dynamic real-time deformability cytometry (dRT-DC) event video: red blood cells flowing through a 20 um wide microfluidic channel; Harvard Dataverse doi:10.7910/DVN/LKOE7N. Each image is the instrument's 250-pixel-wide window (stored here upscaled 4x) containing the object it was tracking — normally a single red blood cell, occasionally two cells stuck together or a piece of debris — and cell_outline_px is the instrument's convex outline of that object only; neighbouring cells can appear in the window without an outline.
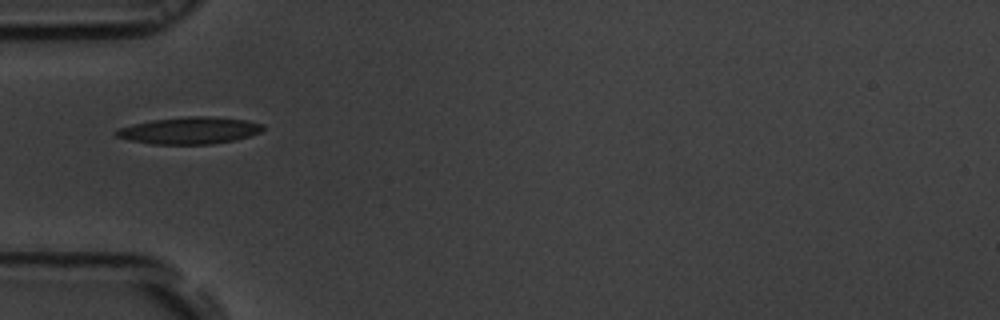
{"species": "common noctule bat (a hibernating species)", "species_latin": "Nyctalus noctula", "temperature_condition": "room temperature", "stored_images_in_passage": 38, "camera_frame_rate_fps": 3000, "um_per_image_px": 0.085, "animal": {"sex": "male", "body_mass_g": 19.5, "forearm_length_mm": 54.6}, "frame": {"image": 1, "passage_image": 1, "time_ms": 0.0, "image_size_px": [1000, 320], "cell_outline_px": [[264, 128], [260, 132], [248, 136], [232, 140], [212, 144], [152, 144], [132, 140], [116, 136], [112, 132], [120, 128], [132, 124], [152, 120], [188, 116], [212, 116], [244, 120], [264, 124]], "centroid_in_image_um": [16.1, 11.08], "position_along_channel_um": 68.9, "area_um2": 22.83}}
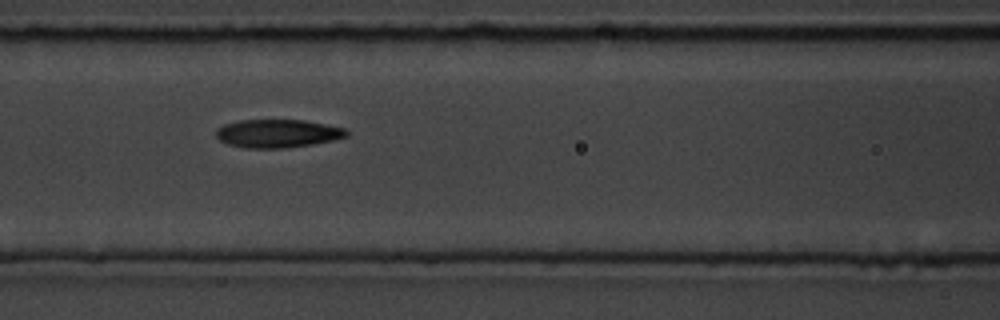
{"frame": {"image": 2, "passage_image": 7, "time_ms": 2.0, "image_size_px": [1000, 320], "cell_outline_px": [[348, 136], [332, 140], [312, 144], [288, 148], [244, 148], [228, 144], [220, 140], [216, 136], [216, 128], [224, 124], [240, 120], [304, 120], [344, 128], [348, 132]], "centroid_in_image_um": [23.57, 11.35], "position_along_channel_um": 143.0, "area_um2": 21.44}}
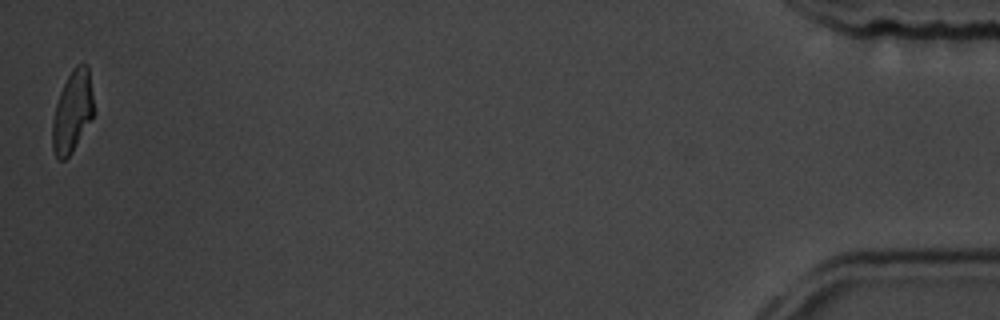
{"frame": {"image": 3, "passage_image": 38, "time_ms": 12.333, "image_size_px": [1000, 320], "cell_outline_px": [[96, 112], [72, 152], [64, 160], [60, 160], [56, 156], [52, 148], [52, 120], [56, 104], [60, 92], [72, 68], [76, 64], [88, 64]], "centroid_in_image_um": [6.18, 9.46], "position_along_channel_um": 429.0, "area_um2": 19.94}, "authors_computed_cell_mechanics": {"area_um2": 21.2415, "velocity_mm_per_s": 3.6874, "shape_relaxation_time_tau1_ms": 5.8506, "shape_relaxation_time_tau2_ms": 3.6457, "deformation_change_tau1": 0.1751, "deformation_change_tau2": 0.1156}}